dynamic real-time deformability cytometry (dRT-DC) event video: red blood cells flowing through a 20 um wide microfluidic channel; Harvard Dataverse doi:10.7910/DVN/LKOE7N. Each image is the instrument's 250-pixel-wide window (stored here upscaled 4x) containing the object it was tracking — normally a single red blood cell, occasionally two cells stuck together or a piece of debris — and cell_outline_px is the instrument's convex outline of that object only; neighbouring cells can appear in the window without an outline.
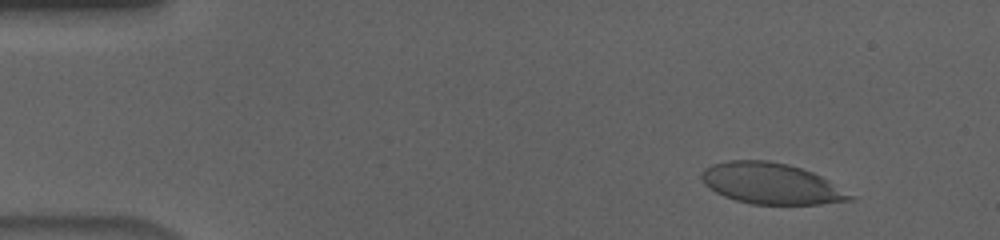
{"species": "human", "species_latin": "Homo sapiens", "temperature_condition": "cold", "stored_images_in_passage": 56, "camera_frame_rate_fps": 3000, "um_per_image_px": 0.085, "donor": {"sex": "male"}, "frame": {"image": 1, "passage_image": 6, "time_ms": 1.667, "image_size_px": [1000, 240], "cell_outline_px": [[856, 200], [820, 204], [752, 204], [736, 200], [724, 196], [716, 192], [704, 184], [700, 176], [700, 172], [704, 168], [712, 164], [728, 160], [768, 160], [788, 164], [812, 172], [828, 180], [856, 196]], "centroid_in_image_um": [65.55, 15.6], "position_along_channel_um": 19.4, "area_um2": 35.6}}
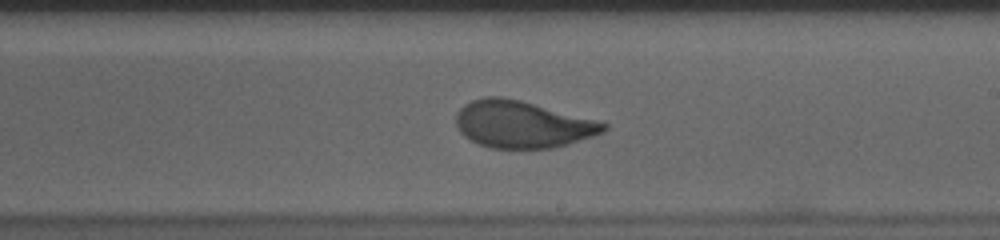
{"frame": {"image": 2, "passage_image": 33, "time_ms": 10.667, "image_size_px": [1000, 240], "cell_outline_px": [[608, 128], [604, 132], [568, 144], [552, 148], [488, 148], [464, 136], [460, 132], [456, 124], [456, 112], [464, 104], [472, 100], [484, 96], [500, 96], [520, 100], [596, 120], [608, 124]], "centroid_in_image_um": [44.37, 10.56], "position_along_channel_um": 244.6, "area_um2": 40.29}}
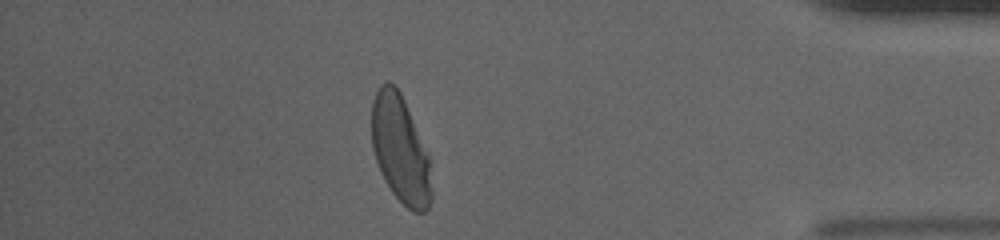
{"frame": {"image": 3, "passage_image": 49, "time_ms": 16.0, "image_size_px": [1000, 240], "cell_outline_px": [[432, 200], [428, 208], [424, 212], [412, 212], [392, 192], [384, 180], [376, 160], [372, 148], [372, 100], [380, 84], [388, 80], [400, 92], [404, 100], [428, 156], [432, 188]], "centroid_in_image_um": [34.02, 12.72], "position_along_channel_um": 401.2, "area_um2": 37.11}, "authors_computed_cell_mechanics": {"area_um2": 39.7375, "velocity_mm_per_s": 3.6395, "shape_relaxation_time_tau1_ms": 4.7931, "shape_relaxation_time_tau2_ms": null, "deformation_change_tau1": 0.207, "deformation_change_tau2": null}}